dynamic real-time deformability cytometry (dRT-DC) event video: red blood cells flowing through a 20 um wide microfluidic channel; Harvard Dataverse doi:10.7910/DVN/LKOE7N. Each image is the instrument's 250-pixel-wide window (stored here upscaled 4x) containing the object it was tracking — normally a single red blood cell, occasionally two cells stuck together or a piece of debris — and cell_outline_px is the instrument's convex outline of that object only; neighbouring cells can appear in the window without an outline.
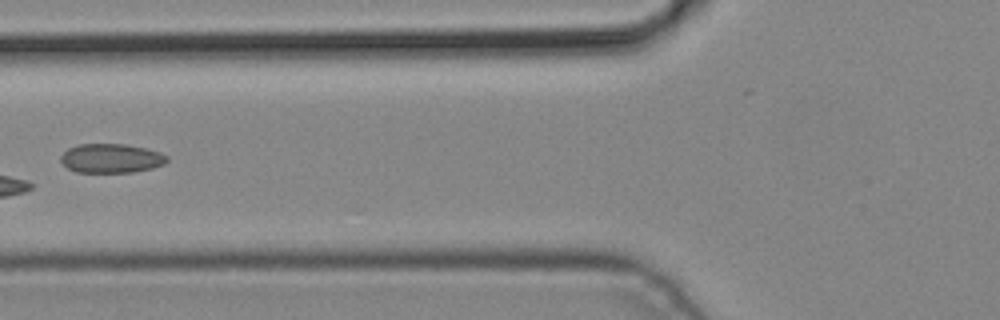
{"species": "common noctule bat (a hibernating species)", "species_latin": "Nyctalus noctula", "temperature_condition": "cold", "stored_images_in_passage": 4, "camera_frame_rate_fps": 3000, "um_per_image_px": 0.085, "animal": {"sex": "male", "body_mass_g": 19.2, "forearm_length_mm": 51.8}, "frame": {"image": 1, "passage_image": 4, "time_ms": 1.0, "image_size_px": [1000, 320], "cell_outline_px": [[168, 160], [164, 164], [152, 168], [132, 172], [76, 172], [68, 168], [60, 160], [60, 156], [68, 148], [80, 144], [124, 144], [144, 148], [160, 152], [168, 156]], "centroid_in_image_um": [9.45, 13.45], "position_along_channel_um": 116.4, "area_um2": 17.98}}